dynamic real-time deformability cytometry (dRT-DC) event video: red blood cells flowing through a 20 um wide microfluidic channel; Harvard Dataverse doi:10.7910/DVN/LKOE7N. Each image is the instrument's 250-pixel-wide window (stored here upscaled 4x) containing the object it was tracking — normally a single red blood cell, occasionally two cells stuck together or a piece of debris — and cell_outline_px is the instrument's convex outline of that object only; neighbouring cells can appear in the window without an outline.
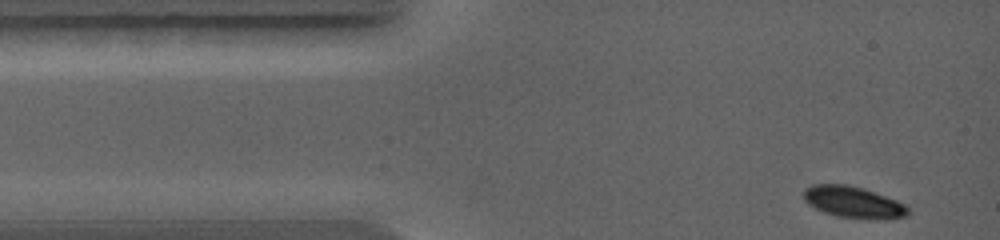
{"species": "common noctule bat (a hibernating species)", "species_latin": "Nyctalus noctula", "temperature_condition": "warm", "stored_images_in_passage": 46, "camera_frame_rate_fps": 5000, "um_per_image_px": 0.085, "animal": {"sex": "female", "body_mass_g": 19.0, "forearm_length_mm": 56.7}, "frame": {"image": 1, "passage_image": 1, "time_ms": 0.0, "image_size_px": [1000, 240], "cell_outline_px": [[908, 216], [888, 220], [836, 216], [824, 212], [808, 204], [804, 200], [804, 188], [812, 184], [848, 184], [864, 188], [896, 200], [904, 204], [908, 208]], "centroid_in_image_um": [72.54, 17.18], "position_along_channel_um": 12.5, "area_um2": 19.25}}
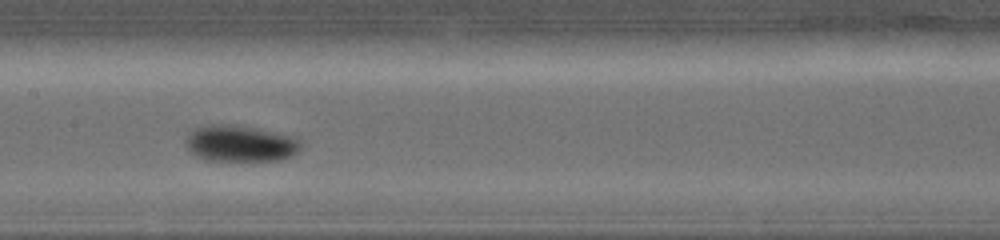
{"frame": {"image": 2, "passage_image": 23, "time_ms": 4.4, "image_size_px": [1000, 240], "cell_outline_px": [[300, 144], [296, 152], [288, 156], [276, 160], [208, 160], [192, 152], [188, 148], [188, 136], [196, 128], [208, 124], [232, 124], [252, 128], [284, 136], [296, 140]], "centroid_in_image_um": [20.34, 12.2], "position_along_channel_um": 187.1, "area_um2": 23.0}}
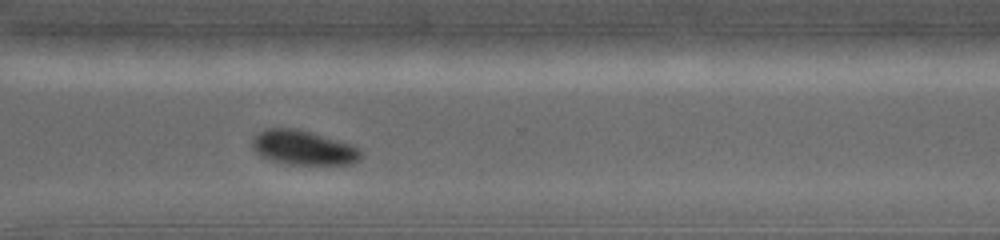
{"frame": {"image": 3, "passage_image": 38, "time_ms": 7.4, "image_size_px": [1000, 240], "cell_outline_px": [[360, 156], [352, 164], [292, 164], [276, 160], [264, 156], [252, 144], [256, 136], [260, 132], [268, 128], [296, 128], [348, 144], [356, 148], [360, 152]], "centroid_in_image_um": [25.8, 12.54], "position_along_channel_um": 344.8, "area_um2": 20.58}}